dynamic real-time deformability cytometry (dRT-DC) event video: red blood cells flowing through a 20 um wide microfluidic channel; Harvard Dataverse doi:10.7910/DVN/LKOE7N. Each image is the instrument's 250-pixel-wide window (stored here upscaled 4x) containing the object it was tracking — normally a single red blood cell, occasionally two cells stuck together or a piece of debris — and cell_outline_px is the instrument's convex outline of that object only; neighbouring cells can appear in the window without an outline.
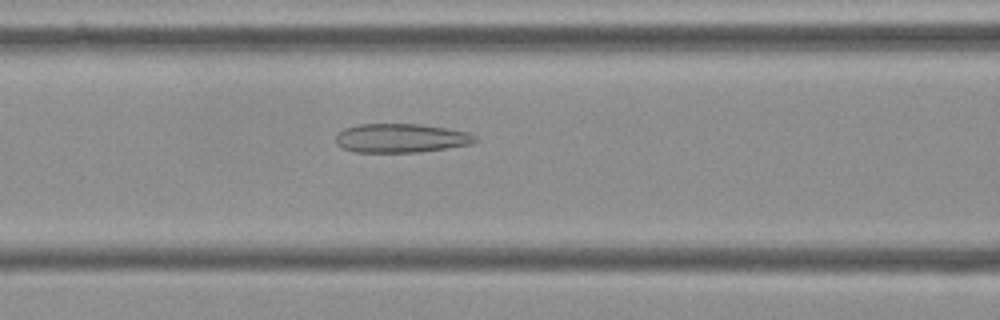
{"species": "Egyptian fruit bat (a non-hibernating species)", "species_latin": "Rousettus aegyptiacus", "temperature_condition": "cold", "stored_images_in_passage": 55, "camera_frame_rate_fps": 3000, "um_per_image_px": 0.085, "frame": {"image": 1, "passage_image": 22, "time_ms": 7.0, "image_size_px": [1000, 320], "cell_outline_px": [[480, 140], [472, 144], [420, 152], [352, 152], [340, 148], [336, 144], [336, 132], [344, 128], [356, 124], [420, 124], [448, 128], [468, 132], [476, 136]], "centroid_in_image_um": [34.06, 11.74], "position_along_channel_um": 132.5, "area_um2": 23.93}}
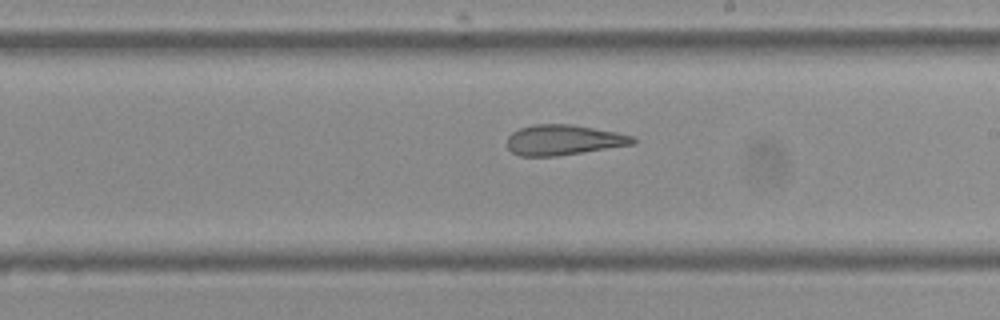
{"frame": {"image": 2, "passage_image": 31, "time_ms": 10.0, "image_size_px": [1000, 320], "cell_outline_px": [[636, 144], [556, 156], [520, 156], [512, 152], [508, 148], [508, 136], [512, 132], [520, 128], [532, 124], [572, 124], [616, 132], [636, 136]], "centroid_in_image_um": [47.92, 11.89], "position_along_channel_um": 241.1, "area_um2": 22.31}}
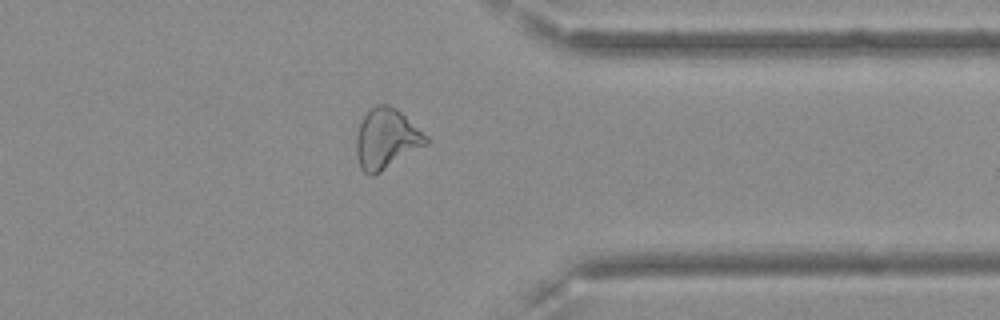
{"frame": {"image": 3, "passage_image": 43, "time_ms": 14.0, "image_size_px": [1000, 320], "cell_outline_px": [[428, 144], [380, 172], [372, 176], [368, 176], [360, 168], [356, 156], [356, 136], [360, 124], [364, 116], [376, 104], [388, 104], [396, 108], [428, 136]], "centroid_in_image_um": [32.83, 11.81], "position_along_channel_um": 378.6, "area_um2": 24.45}, "authors_computed_cell_mechanics": {"area_um2": 25.6054, "velocity_mm_per_s": 3.6285, "shape_relaxation_time_tau1_ms": null, "shape_relaxation_time_tau2_ms": 2.7789, "deformation_change_tau1": null, "deformation_change_tau2": 0.1289}}